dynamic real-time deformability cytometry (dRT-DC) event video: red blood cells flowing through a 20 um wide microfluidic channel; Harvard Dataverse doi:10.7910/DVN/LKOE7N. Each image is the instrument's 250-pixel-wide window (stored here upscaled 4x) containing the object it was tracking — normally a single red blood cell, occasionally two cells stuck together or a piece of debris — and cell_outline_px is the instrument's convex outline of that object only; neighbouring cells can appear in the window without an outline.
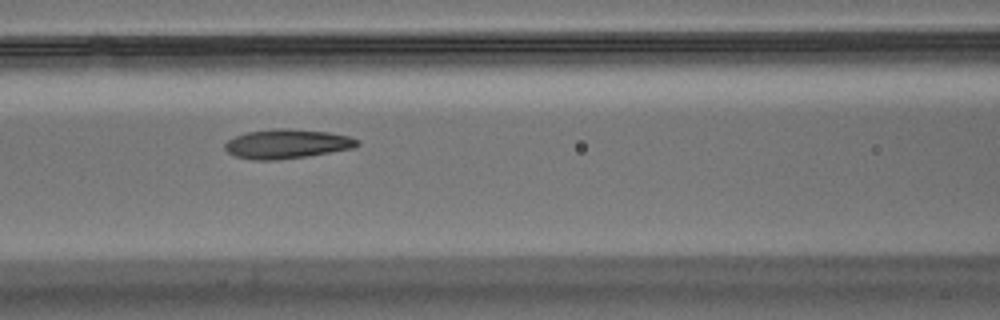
{"species": "Egyptian fruit bat (a non-hibernating species)", "species_latin": "Rousettus aegyptiacus", "temperature_condition": "warm", "stored_images_in_passage": 25, "camera_frame_rate_fps": 3000, "um_per_image_px": 0.085, "animal": {"sex": "male"}, "frame": {"image": 1, "passage_image": 8, "time_ms": 2.333, "image_size_px": [1000, 320], "cell_outline_px": [[360, 144], [352, 148], [308, 156], [276, 160], [256, 160], [236, 156], [228, 152], [224, 148], [224, 144], [228, 140], [244, 132], [276, 128], [288, 128], [328, 132], [348, 136], [360, 140]], "centroid_in_image_um": [24.38, 12.22], "position_along_channel_um": 142.2, "area_um2": 22.6}}
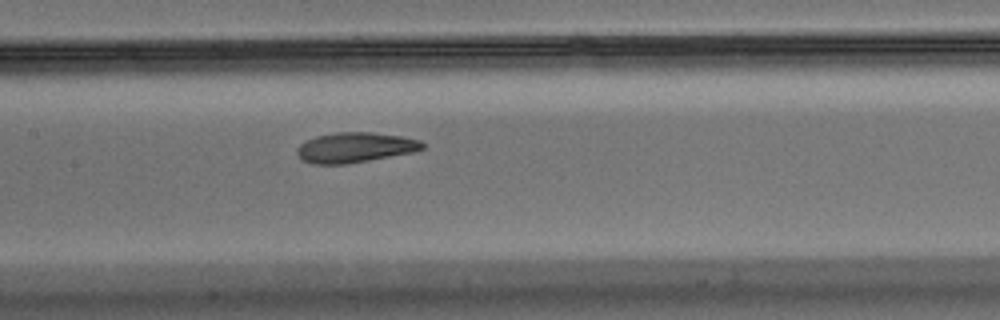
{"frame": {"image": 2, "passage_image": 11, "time_ms": 3.333, "image_size_px": [1000, 320], "cell_outline_px": [[424, 148], [412, 152], [368, 160], [344, 164], [312, 164], [304, 160], [296, 152], [296, 148], [300, 144], [316, 136], [336, 132], [372, 132], [400, 136], [420, 140], [424, 144]], "centroid_in_image_um": [30.16, 12.53], "position_along_channel_um": 177.2, "area_um2": 21.73}}
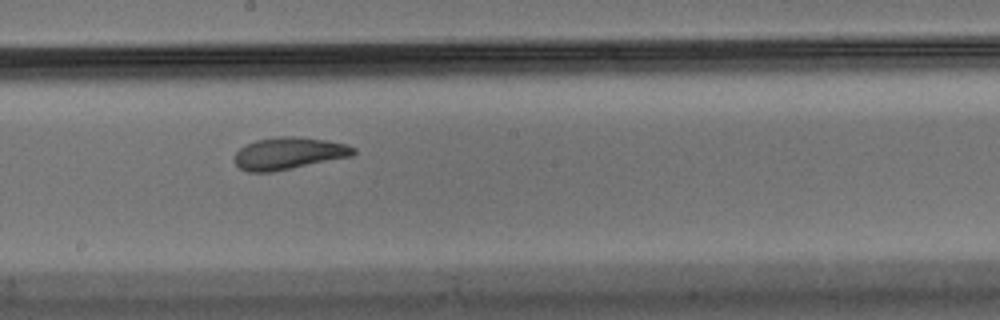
{"frame": {"image": 3, "passage_image": 15, "time_ms": 4.667, "image_size_px": [1000, 320], "cell_outline_px": [[356, 152], [352, 156], [272, 172], [248, 172], [240, 168], [236, 164], [236, 152], [244, 144], [256, 140], [276, 136], [296, 136], [324, 140], [344, 144], [356, 148]], "centroid_in_image_um": [24.53, 13.03], "position_along_channel_um": 223.7, "area_um2": 22.14}}